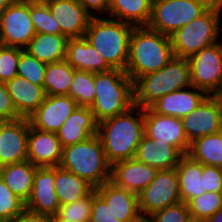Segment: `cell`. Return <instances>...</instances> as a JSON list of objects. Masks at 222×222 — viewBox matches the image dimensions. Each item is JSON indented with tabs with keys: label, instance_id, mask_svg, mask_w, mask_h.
<instances>
[{
	"label": "cell",
	"instance_id": "6da1fadb",
	"mask_svg": "<svg viewBox=\"0 0 222 222\" xmlns=\"http://www.w3.org/2000/svg\"><path fill=\"white\" fill-rule=\"evenodd\" d=\"M144 109L134 105L127 112L98 123L107 161L115 162L135 158L144 134Z\"/></svg>",
	"mask_w": 222,
	"mask_h": 222
},
{
	"label": "cell",
	"instance_id": "7a4b0ae2",
	"mask_svg": "<svg viewBox=\"0 0 222 222\" xmlns=\"http://www.w3.org/2000/svg\"><path fill=\"white\" fill-rule=\"evenodd\" d=\"M173 57L170 36L147 26L134 27L125 72L134 81L137 77L158 71Z\"/></svg>",
	"mask_w": 222,
	"mask_h": 222
},
{
	"label": "cell",
	"instance_id": "3957f363",
	"mask_svg": "<svg viewBox=\"0 0 222 222\" xmlns=\"http://www.w3.org/2000/svg\"><path fill=\"white\" fill-rule=\"evenodd\" d=\"M134 27L120 20L96 16L92 18L84 37L112 69L125 71Z\"/></svg>",
	"mask_w": 222,
	"mask_h": 222
},
{
	"label": "cell",
	"instance_id": "277c9868",
	"mask_svg": "<svg viewBox=\"0 0 222 222\" xmlns=\"http://www.w3.org/2000/svg\"><path fill=\"white\" fill-rule=\"evenodd\" d=\"M191 86L188 59L173 57L165 66L133 81V102L149 108L166 94Z\"/></svg>",
	"mask_w": 222,
	"mask_h": 222
},
{
	"label": "cell",
	"instance_id": "5b68a950",
	"mask_svg": "<svg viewBox=\"0 0 222 222\" xmlns=\"http://www.w3.org/2000/svg\"><path fill=\"white\" fill-rule=\"evenodd\" d=\"M59 166L85 179L94 188L111 178V164L106 159L98 134L64 147Z\"/></svg>",
	"mask_w": 222,
	"mask_h": 222
},
{
	"label": "cell",
	"instance_id": "8992f818",
	"mask_svg": "<svg viewBox=\"0 0 222 222\" xmlns=\"http://www.w3.org/2000/svg\"><path fill=\"white\" fill-rule=\"evenodd\" d=\"M95 89L90 109L98 123L125 113L134 106L133 81L123 70L95 73Z\"/></svg>",
	"mask_w": 222,
	"mask_h": 222
},
{
	"label": "cell",
	"instance_id": "52a82bcc",
	"mask_svg": "<svg viewBox=\"0 0 222 222\" xmlns=\"http://www.w3.org/2000/svg\"><path fill=\"white\" fill-rule=\"evenodd\" d=\"M222 4L213 3L203 14L170 35L174 57L186 58L221 38ZM220 39V40H219Z\"/></svg>",
	"mask_w": 222,
	"mask_h": 222
},
{
	"label": "cell",
	"instance_id": "ba28073f",
	"mask_svg": "<svg viewBox=\"0 0 222 222\" xmlns=\"http://www.w3.org/2000/svg\"><path fill=\"white\" fill-rule=\"evenodd\" d=\"M212 4L210 0H153L147 27L170 36L203 14Z\"/></svg>",
	"mask_w": 222,
	"mask_h": 222
},
{
	"label": "cell",
	"instance_id": "9c48e42d",
	"mask_svg": "<svg viewBox=\"0 0 222 222\" xmlns=\"http://www.w3.org/2000/svg\"><path fill=\"white\" fill-rule=\"evenodd\" d=\"M191 85L222 96V39L188 58Z\"/></svg>",
	"mask_w": 222,
	"mask_h": 222
},
{
	"label": "cell",
	"instance_id": "30bf717a",
	"mask_svg": "<svg viewBox=\"0 0 222 222\" xmlns=\"http://www.w3.org/2000/svg\"><path fill=\"white\" fill-rule=\"evenodd\" d=\"M138 202L141 216L147 218L169 205L181 202L176 169L157 170L154 179L138 194Z\"/></svg>",
	"mask_w": 222,
	"mask_h": 222
},
{
	"label": "cell",
	"instance_id": "8fae6325",
	"mask_svg": "<svg viewBox=\"0 0 222 222\" xmlns=\"http://www.w3.org/2000/svg\"><path fill=\"white\" fill-rule=\"evenodd\" d=\"M3 45L25 49L36 31L30 16V1L15 0L0 14Z\"/></svg>",
	"mask_w": 222,
	"mask_h": 222
},
{
	"label": "cell",
	"instance_id": "7c38bea8",
	"mask_svg": "<svg viewBox=\"0 0 222 222\" xmlns=\"http://www.w3.org/2000/svg\"><path fill=\"white\" fill-rule=\"evenodd\" d=\"M181 121L190 143L199 137L222 131V96L208 95Z\"/></svg>",
	"mask_w": 222,
	"mask_h": 222
},
{
	"label": "cell",
	"instance_id": "4fadbf2b",
	"mask_svg": "<svg viewBox=\"0 0 222 222\" xmlns=\"http://www.w3.org/2000/svg\"><path fill=\"white\" fill-rule=\"evenodd\" d=\"M144 131L148 138L165 141L187 155L190 142L185 135L181 118L160 115L150 107L144 108Z\"/></svg>",
	"mask_w": 222,
	"mask_h": 222
},
{
	"label": "cell",
	"instance_id": "5bb4252c",
	"mask_svg": "<svg viewBox=\"0 0 222 222\" xmlns=\"http://www.w3.org/2000/svg\"><path fill=\"white\" fill-rule=\"evenodd\" d=\"M29 125L28 118L1 121L0 167L28 160Z\"/></svg>",
	"mask_w": 222,
	"mask_h": 222
},
{
	"label": "cell",
	"instance_id": "9a60e30c",
	"mask_svg": "<svg viewBox=\"0 0 222 222\" xmlns=\"http://www.w3.org/2000/svg\"><path fill=\"white\" fill-rule=\"evenodd\" d=\"M68 38H83L93 16L79 0H50L45 2Z\"/></svg>",
	"mask_w": 222,
	"mask_h": 222
},
{
	"label": "cell",
	"instance_id": "2e32d148",
	"mask_svg": "<svg viewBox=\"0 0 222 222\" xmlns=\"http://www.w3.org/2000/svg\"><path fill=\"white\" fill-rule=\"evenodd\" d=\"M77 107L78 104L69 95L46 96L28 120L35 129L56 133Z\"/></svg>",
	"mask_w": 222,
	"mask_h": 222
},
{
	"label": "cell",
	"instance_id": "e0dca14e",
	"mask_svg": "<svg viewBox=\"0 0 222 222\" xmlns=\"http://www.w3.org/2000/svg\"><path fill=\"white\" fill-rule=\"evenodd\" d=\"M54 182L55 167H37L33 189L25 203V209L46 216L57 214L60 204Z\"/></svg>",
	"mask_w": 222,
	"mask_h": 222
},
{
	"label": "cell",
	"instance_id": "ac0fdd59",
	"mask_svg": "<svg viewBox=\"0 0 222 222\" xmlns=\"http://www.w3.org/2000/svg\"><path fill=\"white\" fill-rule=\"evenodd\" d=\"M63 147L56 133L45 132L29 125L28 161L37 167L59 166Z\"/></svg>",
	"mask_w": 222,
	"mask_h": 222
},
{
	"label": "cell",
	"instance_id": "d6986e66",
	"mask_svg": "<svg viewBox=\"0 0 222 222\" xmlns=\"http://www.w3.org/2000/svg\"><path fill=\"white\" fill-rule=\"evenodd\" d=\"M156 172V168L131 158L111 165L110 181L138 195L154 179Z\"/></svg>",
	"mask_w": 222,
	"mask_h": 222
},
{
	"label": "cell",
	"instance_id": "ffe728a7",
	"mask_svg": "<svg viewBox=\"0 0 222 222\" xmlns=\"http://www.w3.org/2000/svg\"><path fill=\"white\" fill-rule=\"evenodd\" d=\"M207 96L206 92L191 85L166 94L150 108L160 115L183 118L192 113Z\"/></svg>",
	"mask_w": 222,
	"mask_h": 222
},
{
	"label": "cell",
	"instance_id": "44dd1931",
	"mask_svg": "<svg viewBox=\"0 0 222 222\" xmlns=\"http://www.w3.org/2000/svg\"><path fill=\"white\" fill-rule=\"evenodd\" d=\"M95 190L110 206L118 220L135 222L142 217L136 193L118 187L110 180L95 188Z\"/></svg>",
	"mask_w": 222,
	"mask_h": 222
},
{
	"label": "cell",
	"instance_id": "7402d4cb",
	"mask_svg": "<svg viewBox=\"0 0 222 222\" xmlns=\"http://www.w3.org/2000/svg\"><path fill=\"white\" fill-rule=\"evenodd\" d=\"M56 134L64 148L98 134V122L90 107L78 106Z\"/></svg>",
	"mask_w": 222,
	"mask_h": 222
},
{
	"label": "cell",
	"instance_id": "603a6c76",
	"mask_svg": "<svg viewBox=\"0 0 222 222\" xmlns=\"http://www.w3.org/2000/svg\"><path fill=\"white\" fill-rule=\"evenodd\" d=\"M183 156L176 147L169 143L150 139L144 135L138 145L135 158L157 170H163L176 168Z\"/></svg>",
	"mask_w": 222,
	"mask_h": 222
},
{
	"label": "cell",
	"instance_id": "cb8c5ba5",
	"mask_svg": "<svg viewBox=\"0 0 222 222\" xmlns=\"http://www.w3.org/2000/svg\"><path fill=\"white\" fill-rule=\"evenodd\" d=\"M5 84L17 114L21 118H28L32 115L46 98V93L42 86L33 84L18 75Z\"/></svg>",
	"mask_w": 222,
	"mask_h": 222
},
{
	"label": "cell",
	"instance_id": "d4e9b609",
	"mask_svg": "<svg viewBox=\"0 0 222 222\" xmlns=\"http://www.w3.org/2000/svg\"><path fill=\"white\" fill-rule=\"evenodd\" d=\"M65 60L76 70L99 73L112 69L85 37L68 39Z\"/></svg>",
	"mask_w": 222,
	"mask_h": 222
},
{
	"label": "cell",
	"instance_id": "484cf974",
	"mask_svg": "<svg viewBox=\"0 0 222 222\" xmlns=\"http://www.w3.org/2000/svg\"><path fill=\"white\" fill-rule=\"evenodd\" d=\"M36 169L37 166L28 160L5 165L0 167V178L18 198L26 203L33 189Z\"/></svg>",
	"mask_w": 222,
	"mask_h": 222
},
{
	"label": "cell",
	"instance_id": "4316f807",
	"mask_svg": "<svg viewBox=\"0 0 222 222\" xmlns=\"http://www.w3.org/2000/svg\"><path fill=\"white\" fill-rule=\"evenodd\" d=\"M68 39L63 34H36L24 50L43 63L59 62L66 58Z\"/></svg>",
	"mask_w": 222,
	"mask_h": 222
},
{
	"label": "cell",
	"instance_id": "83f0119b",
	"mask_svg": "<svg viewBox=\"0 0 222 222\" xmlns=\"http://www.w3.org/2000/svg\"><path fill=\"white\" fill-rule=\"evenodd\" d=\"M178 174V184L181 201L186 203L188 200L202 195L203 189V164L184 155L176 166Z\"/></svg>",
	"mask_w": 222,
	"mask_h": 222
},
{
	"label": "cell",
	"instance_id": "f1b7e54d",
	"mask_svg": "<svg viewBox=\"0 0 222 222\" xmlns=\"http://www.w3.org/2000/svg\"><path fill=\"white\" fill-rule=\"evenodd\" d=\"M153 0H110L109 18L135 27L147 26L152 13Z\"/></svg>",
	"mask_w": 222,
	"mask_h": 222
},
{
	"label": "cell",
	"instance_id": "f546056e",
	"mask_svg": "<svg viewBox=\"0 0 222 222\" xmlns=\"http://www.w3.org/2000/svg\"><path fill=\"white\" fill-rule=\"evenodd\" d=\"M54 187L60 205L74 203L94 189L85 179L60 166H55Z\"/></svg>",
	"mask_w": 222,
	"mask_h": 222
},
{
	"label": "cell",
	"instance_id": "4dcf8cb0",
	"mask_svg": "<svg viewBox=\"0 0 222 222\" xmlns=\"http://www.w3.org/2000/svg\"><path fill=\"white\" fill-rule=\"evenodd\" d=\"M187 155L204 165L222 168V131L193 140Z\"/></svg>",
	"mask_w": 222,
	"mask_h": 222
},
{
	"label": "cell",
	"instance_id": "1f68e13d",
	"mask_svg": "<svg viewBox=\"0 0 222 222\" xmlns=\"http://www.w3.org/2000/svg\"><path fill=\"white\" fill-rule=\"evenodd\" d=\"M75 70L66 60L47 64L43 84L46 96L68 95Z\"/></svg>",
	"mask_w": 222,
	"mask_h": 222
},
{
	"label": "cell",
	"instance_id": "d6a6232c",
	"mask_svg": "<svg viewBox=\"0 0 222 222\" xmlns=\"http://www.w3.org/2000/svg\"><path fill=\"white\" fill-rule=\"evenodd\" d=\"M95 91V73L75 70L68 95L78 106L91 107L94 103Z\"/></svg>",
	"mask_w": 222,
	"mask_h": 222
},
{
	"label": "cell",
	"instance_id": "836d02e7",
	"mask_svg": "<svg viewBox=\"0 0 222 222\" xmlns=\"http://www.w3.org/2000/svg\"><path fill=\"white\" fill-rule=\"evenodd\" d=\"M191 217L206 219L222 208V192H204L186 202Z\"/></svg>",
	"mask_w": 222,
	"mask_h": 222
},
{
	"label": "cell",
	"instance_id": "e575fe53",
	"mask_svg": "<svg viewBox=\"0 0 222 222\" xmlns=\"http://www.w3.org/2000/svg\"><path fill=\"white\" fill-rule=\"evenodd\" d=\"M95 188L86 196L74 203L59 206L57 215L71 222H89L93 203V196L96 194Z\"/></svg>",
	"mask_w": 222,
	"mask_h": 222
},
{
	"label": "cell",
	"instance_id": "d590c367",
	"mask_svg": "<svg viewBox=\"0 0 222 222\" xmlns=\"http://www.w3.org/2000/svg\"><path fill=\"white\" fill-rule=\"evenodd\" d=\"M30 16L36 34H61V28L46 3L30 2Z\"/></svg>",
	"mask_w": 222,
	"mask_h": 222
},
{
	"label": "cell",
	"instance_id": "8d00e7d4",
	"mask_svg": "<svg viewBox=\"0 0 222 222\" xmlns=\"http://www.w3.org/2000/svg\"><path fill=\"white\" fill-rule=\"evenodd\" d=\"M46 65V63L41 62L20 48V60L17 68L18 76L43 87Z\"/></svg>",
	"mask_w": 222,
	"mask_h": 222
},
{
	"label": "cell",
	"instance_id": "74e56055",
	"mask_svg": "<svg viewBox=\"0 0 222 222\" xmlns=\"http://www.w3.org/2000/svg\"><path fill=\"white\" fill-rule=\"evenodd\" d=\"M24 208L25 203L0 178V219L3 222H8Z\"/></svg>",
	"mask_w": 222,
	"mask_h": 222
},
{
	"label": "cell",
	"instance_id": "f35d334b",
	"mask_svg": "<svg viewBox=\"0 0 222 222\" xmlns=\"http://www.w3.org/2000/svg\"><path fill=\"white\" fill-rule=\"evenodd\" d=\"M20 48L3 46L0 49V82L6 83L17 76Z\"/></svg>",
	"mask_w": 222,
	"mask_h": 222
},
{
	"label": "cell",
	"instance_id": "ab89813d",
	"mask_svg": "<svg viewBox=\"0 0 222 222\" xmlns=\"http://www.w3.org/2000/svg\"><path fill=\"white\" fill-rule=\"evenodd\" d=\"M189 216L186 203L181 201L153 213L148 218L151 222H186Z\"/></svg>",
	"mask_w": 222,
	"mask_h": 222
},
{
	"label": "cell",
	"instance_id": "60d3db41",
	"mask_svg": "<svg viewBox=\"0 0 222 222\" xmlns=\"http://www.w3.org/2000/svg\"><path fill=\"white\" fill-rule=\"evenodd\" d=\"M89 222H122L118 220L105 200L96 193L93 196L91 216Z\"/></svg>",
	"mask_w": 222,
	"mask_h": 222
},
{
	"label": "cell",
	"instance_id": "b9f144b4",
	"mask_svg": "<svg viewBox=\"0 0 222 222\" xmlns=\"http://www.w3.org/2000/svg\"><path fill=\"white\" fill-rule=\"evenodd\" d=\"M202 175L205 192H222V168L203 164Z\"/></svg>",
	"mask_w": 222,
	"mask_h": 222
},
{
	"label": "cell",
	"instance_id": "7bdbcfd3",
	"mask_svg": "<svg viewBox=\"0 0 222 222\" xmlns=\"http://www.w3.org/2000/svg\"><path fill=\"white\" fill-rule=\"evenodd\" d=\"M12 98L8 93L7 86L4 82H0V121H13L20 119Z\"/></svg>",
	"mask_w": 222,
	"mask_h": 222
},
{
	"label": "cell",
	"instance_id": "ee69618b",
	"mask_svg": "<svg viewBox=\"0 0 222 222\" xmlns=\"http://www.w3.org/2000/svg\"><path fill=\"white\" fill-rule=\"evenodd\" d=\"M93 17L108 15L110 0H79ZM98 13V15L96 14ZM104 14V15H103Z\"/></svg>",
	"mask_w": 222,
	"mask_h": 222
},
{
	"label": "cell",
	"instance_id": "f6af8a7d",
	"mask_svg": "<svg viewBox=\"0 0 222 222\" xmlns=\"http://www.w3.org/2000/svg\"><path fill=\"white\" fill-rule=\"evenodd\" d=\"M8 222H49V216L34 213L24 208L17 216Z\"/></svg>",
	"mask_w": 222,
	"mask_h": 222
},
{
	"label": "cell",
	"instance_id": "bcb514c9",
	"mask_svg": "<svg viewBox=\"0 0 222 222\" xmlns=\"http://www.w3.org/2000/svg\"><path fill=\"white\" fill-rule=\"evenodd\" d=\"M204 222H222V208L212 216L204 219Z\"/></svg>",
	"mask_w": 222,
	"mask_h": 222
},
{
	"label": "cell",
	"instance_id": "7dc6e473",
	"mask_svg": "<svg viewBox=\"0 0 222 222\" xmlns=\"http://www.w3.org/2000/svg\"><path fill=\"white\" fill-rule=\"evenodd\" d=\"M15 0H0V14L9 7Z\"/></svg>",
	"mask_w": 222,
	"mask_h": 222
},
{
	"label": "cell",
	"instance_id": "c3c4849f",
	"mask_svg": "<svg viewBox=\"0 0 222 222\" xmlns=\"http://www.w3.org/2000/svg\"><path fill=\"white\" fill-rule=\"evenodd\" d=\"M49 222H71L59 217L57 214L49 216Z\"/></svg>",
	"mask_w": 222,
	"mask_h": 222
},
{
	"label": "cell",
	"instance_id": "681fc988",
	"mask_svg": "<svg viewBox=\"0 0 222 222\" xmlns=\"http://www.w3.org/2000/svg\"><path fill=\"white\" fill-rule=\"evenodd\" d=\"M186 222H204V219L189 216V218L186 220Z\"/></svg>",
	"mask_w": 222,
	"mask_h": 222
},
{
	"label": "cell",
	"instance_id": "f907efd6",
	"mask_svg": "<svg viewBox=\"0 0 222 222\" xmlns=\"http://www.w3.org/2000/svg\"><path fill=\"white\" fill-rule=\"evenodd\" d=\"M135 222H151L149 218L147 217H141L139 220L135 221Z\"/></svg>",
	"mask_w": 222,
	"mask_h": 222
},
{
	"label": "cell",
	"instance_id": "816d5d0a",
	"mask_svg": "<svg viewBox=\"0 0 222 222\" xmlns=\"http://www.w3.org/2000/svg\"><path fill=\"white\" fill-rule=\"evenodd\" d=\"M30 2H42V3H45L47 1H50V0H29Z\"/></svg>",
	"mask_w": 222,
	"mask_h": 222
},
{
	"label": "cell",
	"instance_id": "f5cc1de1",
	"mask_svg": "<svg viewBox=\"0 0 222 222\" xmlns=\"http://www.w3.org/2000/svg\"><path fill=\"white\" fill-rule=\"evenodd\" d=\"M212 3L222 4V0H210Z\"/></svg>",
	"mask_w": 222,
	"mask_h": 222
},
{
	"label": "cell",
	"instance_id": "db71d44e",
	"mask_svg": "<svg viewBox=\"0 0 222 222\" xmlns=\"http://www.w3.org/2000/svg\"><path fill=\"white\" fill-rule=\"evenodd\" d=\"M3 42H2V38H1V35H0V49L3 47Z\"/></svg>",
	"mask_w": 222,
	"mask_h": 222
}]
</instances>
